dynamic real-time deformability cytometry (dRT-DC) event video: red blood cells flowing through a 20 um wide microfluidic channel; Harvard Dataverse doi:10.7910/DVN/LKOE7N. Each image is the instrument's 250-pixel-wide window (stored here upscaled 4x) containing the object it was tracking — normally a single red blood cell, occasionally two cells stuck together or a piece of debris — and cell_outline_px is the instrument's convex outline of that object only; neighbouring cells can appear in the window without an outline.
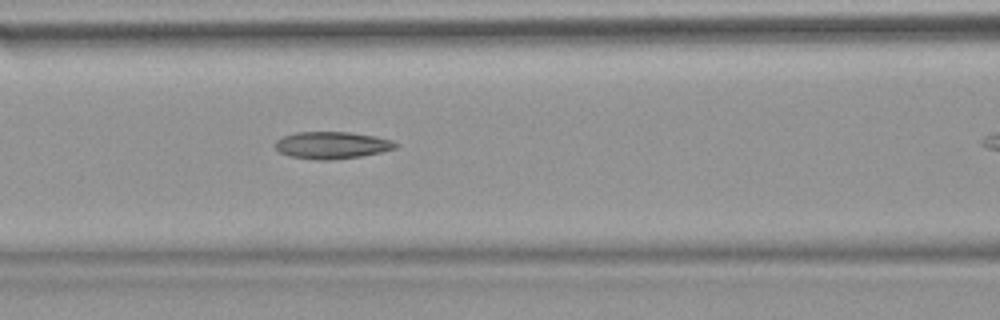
{"species": "common noctule bat (a hibernating species)", "species_latin": "Nyctalus noctula", "temperature_condition": "warm", "stored_images_in_passage": 32, "camera_frame_rate_fps": 3000, "um_per_image_px": 0.085, "animal": {"sex": "female", "body_mass_g": 18.4}, "frame": {"image": 1, "passage_image": 10, "time_ms": 3.0, "image_size_px": [1000, 320], "cell_outline_px": [[396, 148], [380, 152], [360, 156], [328, 160], [316, 160], [288, 156], [280, 152], [276, 148], [276, 140], [284, 136], [296, 132], [348, 132], [376, 136], [392, 140], [396, 144]], "centroid_in_image_um": [28.19, 12.34], "position_along_channel_um": 138.4, "area_um2": 18.84}}